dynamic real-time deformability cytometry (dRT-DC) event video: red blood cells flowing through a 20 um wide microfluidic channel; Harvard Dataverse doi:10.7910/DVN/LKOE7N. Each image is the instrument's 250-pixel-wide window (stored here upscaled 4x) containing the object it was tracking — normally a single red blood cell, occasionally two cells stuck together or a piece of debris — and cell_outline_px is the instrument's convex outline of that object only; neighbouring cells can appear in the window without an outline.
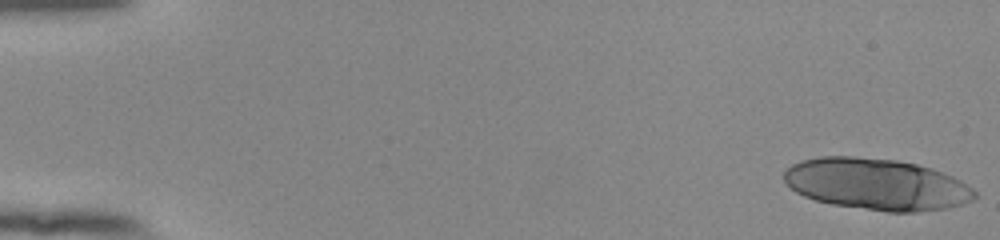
{"species": "human", "species_latin": "Homo sapiens", "temperature_condition": "room temperature", "stored_images_in_passage": 18, "camera_frame_rate_fps": 3000, "um_per_image_px": 0.085, "donor": {"sex": "female"}, "frame": {"image": 1, "passage_image": 1, "time_ms": 0.0, "image_size_px": [1000, 240], "cell_outline_px": [[976, 196], [972, 200], [960, 204], [944, 208], [916, 212], [888, 212], [832, 204], [816, 200], [804, 196], [796, 192], [784, 180], [784, 172], [792, 164], [800, 160], [820, 156], [852, 156], [896, 160], [916, 164], [932, 168], [952, 176], [960, 180], [972, 188], [976, 192]], "centroid_in_image_um": [74.49, 15.65], "position_along_channel_um": 10.5, "area_um2": 57.05}}